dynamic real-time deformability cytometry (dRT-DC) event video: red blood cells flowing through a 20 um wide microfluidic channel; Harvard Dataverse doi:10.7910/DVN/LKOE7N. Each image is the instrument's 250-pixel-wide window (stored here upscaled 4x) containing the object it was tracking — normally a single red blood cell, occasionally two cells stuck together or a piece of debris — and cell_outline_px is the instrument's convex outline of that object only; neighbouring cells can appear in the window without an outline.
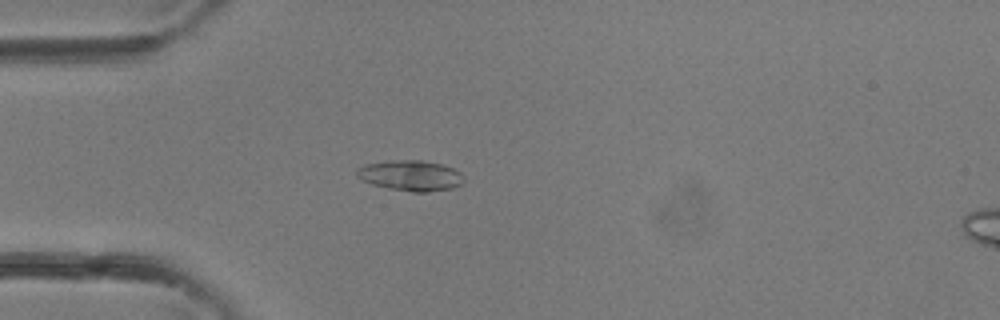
{"species": "common noctule bat (a hibernating species)", "species_latin": "Nyctalus noctula", "temperature_condition": "room temperature", "stored_images_in_passage": 29, "camera_frame_rate_fps": 3000, "um_per_image_px": 0.085, "animal": {"sex": "female"}, "frame": {"image": 1, "passage_image": 6, "time_ms": 1.667, "image_size_px": [1000, 320], "cell_outline_px": [[464, 180], [460, 184], [452, 188], [428, 192], [412, 192], [388, 188], [372, 184], [360, 180], [356, 176], [356, 168], [364, 164], [392, 160], [424, 160], [440, 164], [452, 168], [460, 172], [464, 176]], "centroid_in_image_um": [34.86, 14.92], "position_along_channel_um": 50.1, "area_um2": 19.19}}
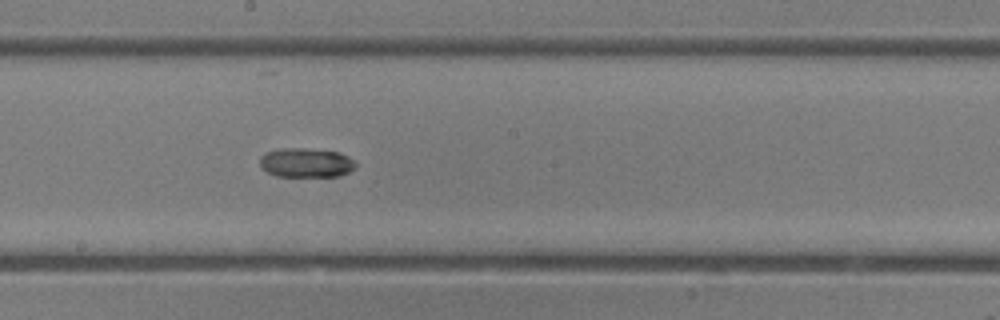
{"frame": {"image": 2, "passage_image": 16, "time_ms": 5.0, "image_size_px": [1000, 320], "cell_outline_px": [[356, 168], [340, 176], [276, 176], [268, 172], [260, 164], [260, 156], [264, 152], [284, 148], [304, 148], [340, 152], [348, 156], [356, 164]], "centroid_in_image_um": [26.03, 13.82], "position_along_channel_um": 222.2, "area_um2": 16.36}}
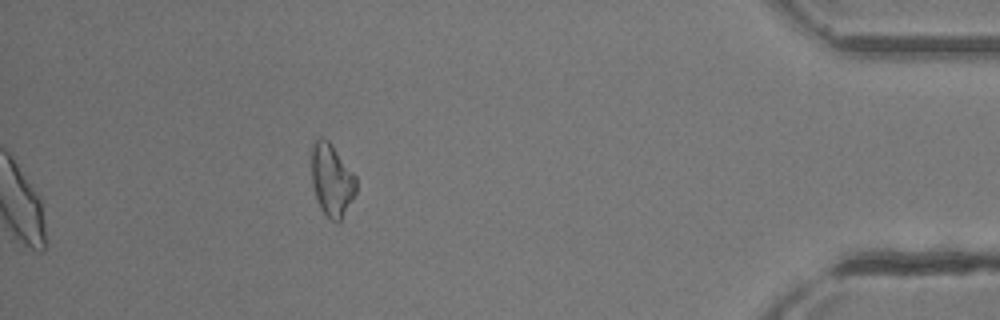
{"frame": {"image": 3, "passage_image": 29, "time_ms": 9.333, "image_size_px": [1000, 320], "cell_outline_px": [[356, 192], [340, 220], [332, 220], [320, 208], [312, 184], [312, 144], [316, 136], [320, 136], [328, 140], [356, 176]], "centroid_in_image_um": [28.18, 15.24], "position_along_channel_um": 407.0, "area_um2": 18.5}}